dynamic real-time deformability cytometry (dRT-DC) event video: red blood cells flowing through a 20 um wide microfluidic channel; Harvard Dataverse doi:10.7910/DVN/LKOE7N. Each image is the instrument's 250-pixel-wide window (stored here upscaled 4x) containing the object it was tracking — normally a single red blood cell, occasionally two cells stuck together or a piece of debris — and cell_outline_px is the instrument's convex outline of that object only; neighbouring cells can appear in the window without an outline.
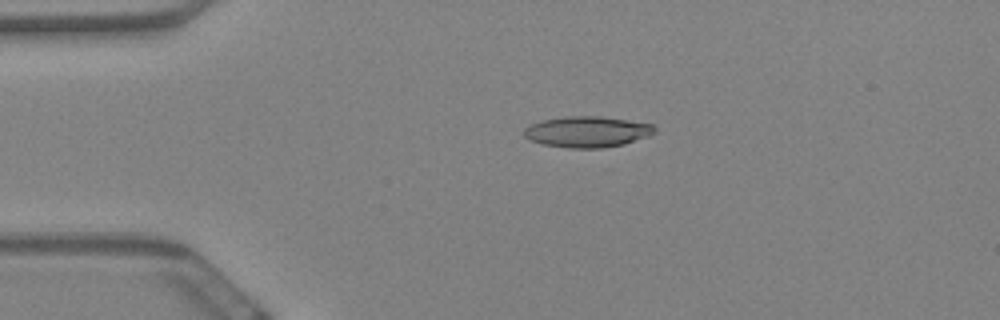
{"species": "Egyptian fruit bat (a non-hibernating species)", "species_latin": "Rousettus aegyptiacus", "temperature_condition": "warm", "stored_images_in_passage": 48, "camera_frame_rate_fps": 3000, "um_per_image_px": 0.085, "animal": {"sex": "female"}, "frame": {"image": 1, "passage_image": 1, "time_ms": 0.0, "image_size_px": [1000, 320], "cell_outline_px": [[656, 132], [648, 136], [624, 144], [600, 148], [568, 148], [544, 144], [532, 140], [524, 136], [524, 128], [528, 124], [540, 120], [568, 116], [600, 116], [652, 124], [656, 128]], "centroid_in_image_um": [49.9, 11.19], "position_along_channel_um": 35.1, "area_um2": 23.52}}
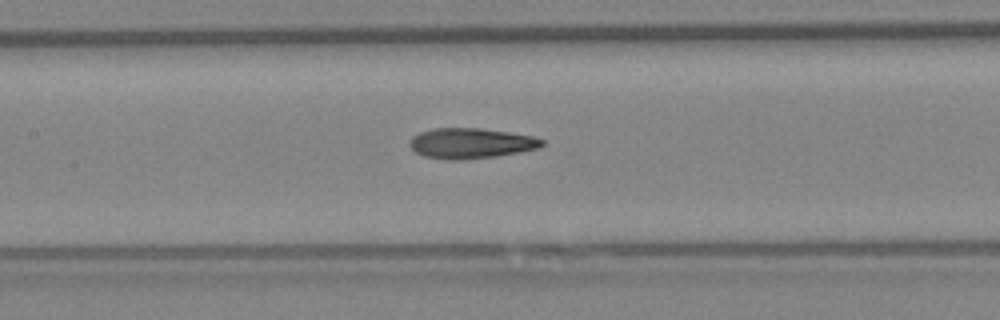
{"frame": {"image": 2, "passage_image": 16, "time_ms": 5.0, "image_size_px": [1000, 320], "cell_outline_px": [[544, 144], [536, 148], [520, 152], [496, 156], [460, 160], [444, 160], [424, 156], [416, 152], [408, 144], [412, 136], [420, 132], [432, 128], [480, 128], [508, 132], [532, 136], [544, 140]], "centroid_in_image_um": [39.98, 12.18], "position_along_channel_um": 167.4, "area_um2": 23.41}}
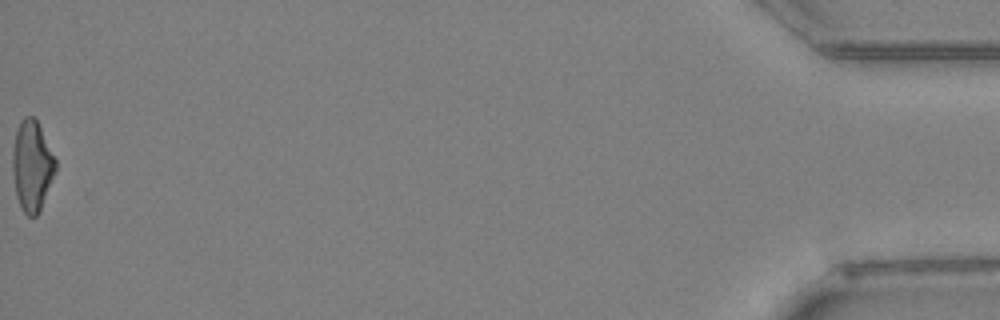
{"frame": {"image": 3, "passage_image": 48, "time_ms": 15.667, "image_size_px": [1000, 320], "cell_outline_px": [[56, 172], [40, 212], [36, 216], [28, 216], [20, 208], [16, 196], [12, 172], [12, 152], [16, 132], [20, 120], [24, 116], [36, 116], [56, 160]], "centroid_in_image_um": [2.72, 14.09], "position_along_channel_um": 432.5, "area_um2": 23.12}, "authors_computed_cell_mechanics": {"area_um2": 23.12, "velocity_mm_per_s": 3.4431, "shape_relaxation_time_tau1_ms": null, "shape_relaxation_time_tau2_ms": 3.2265, "deformation_change_tau1": null, "deformation_change_tau2": 0.131}}